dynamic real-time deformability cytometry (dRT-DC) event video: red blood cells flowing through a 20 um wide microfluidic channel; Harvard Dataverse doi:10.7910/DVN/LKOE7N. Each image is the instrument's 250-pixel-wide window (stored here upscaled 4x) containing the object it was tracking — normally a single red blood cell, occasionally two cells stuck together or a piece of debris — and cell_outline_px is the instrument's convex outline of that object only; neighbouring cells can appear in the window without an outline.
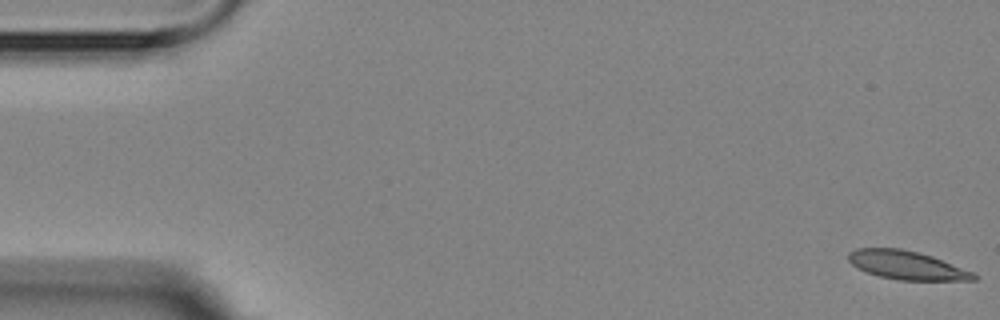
{"species": "Egyptian fruit bat (a non-hibernating species)", "species_latin": "Rousettus aegyptiacus", "temperature_condition": "room temperature", "stored_images_in_passage": 5, "camera_frame_rate_fps": 3000, "um_per_image_px": 0.085, "animal": {"sex": "female"}, "frame": {"image": 1, "passage_image": 1, "time_ms": 0.0, "image_size_px": [1000, 320], "cell_outline_px": [[976, 280], [900, 280], [880, 276], [856, 268], [848, 260], [848, 252], [856, 248], [900, 248], [932, 256], [972, 272], [976, 276]], "centroid_in_image_um": [77.02, 22.53], "position_along_channel_um": 8.0, "area_um2": 20.58}}
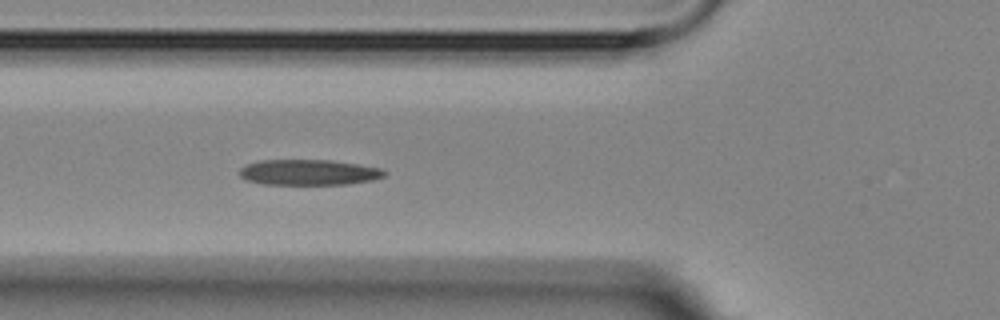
{"frame": {"image": 2, "passage_image": 5, "time_ms": 6.333, "image_size_px": [1000, 320], "cell_outline_px": [[388, 172], [384, 176], [372, 180], [348, 184], [264, 184], [248, 180], [240, 176], [240, 168], [248, 164], [260, 160], [332, 160], [380, 168]], "centroid_in_image_um": [26.26, 14.64], "position_along_channel_um": 99.5, "area_um2": 21.44}}